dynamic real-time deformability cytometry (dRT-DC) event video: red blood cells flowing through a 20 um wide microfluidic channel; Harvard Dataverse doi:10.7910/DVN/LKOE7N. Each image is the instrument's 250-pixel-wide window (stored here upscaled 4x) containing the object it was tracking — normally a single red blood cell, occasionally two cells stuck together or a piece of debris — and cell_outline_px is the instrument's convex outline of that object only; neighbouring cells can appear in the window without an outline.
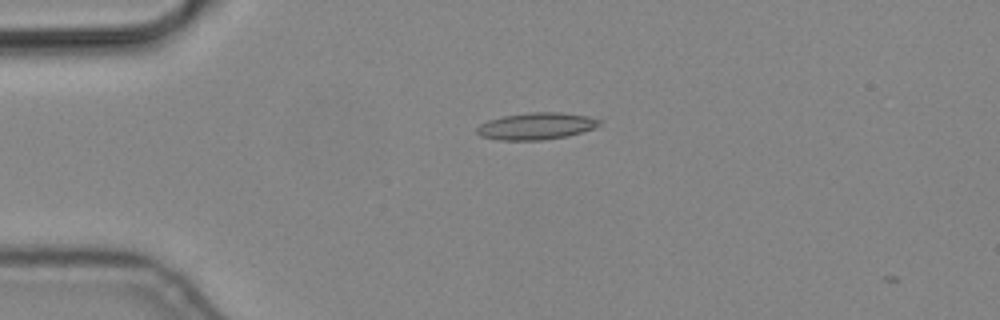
{"species": "common noctule bat (a hibernating species)", "species_latin": "Nyctalus noctula", "temperature_condition": "cold", "stored_images_in_passage": 3, "camera_frame_rate_fps": 3000, "um_per_image_px": 0.085, "animal": {"sex": "male", "body_mass_g": 19.2, "forearm_length_mm": 51.8}, "frame": {"image": 1, "passage_image": 1, "time_ms": 0.0, "image_size_px": [1000, 320], "cell_outline_px": [[604, 120], [596, 128], [568, 136], [544, 140], [500, 140], [480, 136], [476, 132], [476, 128], [480, 124], [488, 120], [504, 116], [528, 112], [560, 112], [588, 116]], "centroid_in_image_um": [45.62, 10.72], "position_along_channel_um": 39.4, "area_um2": 19.42}}
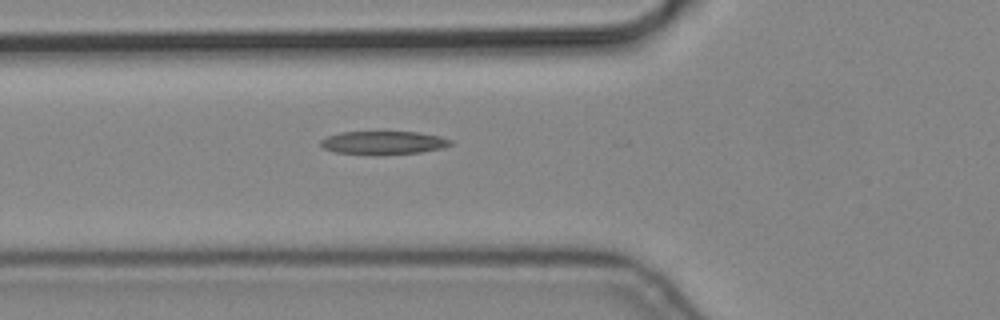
{"frame": {"image": 2, "passage_image": 3, "time_ms": 0.667, "image_size_px": [1000, 320], "cell_outline_px": [[452, 144], [444, 148], [420, 152], [376, 156], [372, 156], [336, 152], [324, 148], [320, 144], [320, 140], [328, 136], [340, 132], [416, 132], [440, 136], [452, 140]], "centroid_in_image_um": [32.59, 12.15], "position_along_channel_um": 93.2, "area_um2": 17.92}}